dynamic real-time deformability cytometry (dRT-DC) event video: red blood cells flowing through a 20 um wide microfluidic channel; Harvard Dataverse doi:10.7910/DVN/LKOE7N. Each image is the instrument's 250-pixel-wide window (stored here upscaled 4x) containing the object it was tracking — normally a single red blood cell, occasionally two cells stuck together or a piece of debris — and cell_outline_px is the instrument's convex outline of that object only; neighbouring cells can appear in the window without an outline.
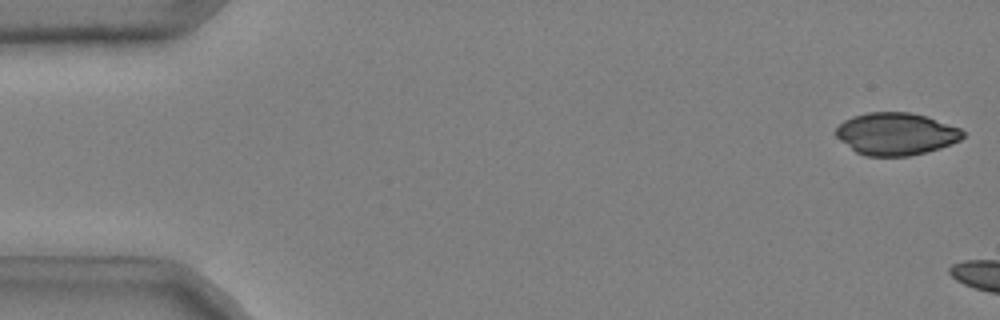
{"species": "common noctule bat (a hibernating species)", "species_latin": "Nyctalus noctula", "temperature_condition": "cold", "stored_images_in_passage": 6, "camera_frame_rate_fps": 3000, "um_per_image_px": 0.085, "animal": {"sex": "male", "body_mass_g": 20.4}, "frame": {"image": 1, "passage_image": 1, "time_ms": 0.0, "image_size_px": [1000, 320], "cell_outline_px": [[964, 136], [960, 140], [940, 148], [908, 156], [864, 156], [856, 152], [840, 140], [832, 132], [844, 120], [852, 116], [868, 112], [912, 112], [960, 128], [964, 132]], "centroid_in_image_um": [76.12, 11.38], "position_along_channel_um": 8.9, "area_um2": 31.27}}